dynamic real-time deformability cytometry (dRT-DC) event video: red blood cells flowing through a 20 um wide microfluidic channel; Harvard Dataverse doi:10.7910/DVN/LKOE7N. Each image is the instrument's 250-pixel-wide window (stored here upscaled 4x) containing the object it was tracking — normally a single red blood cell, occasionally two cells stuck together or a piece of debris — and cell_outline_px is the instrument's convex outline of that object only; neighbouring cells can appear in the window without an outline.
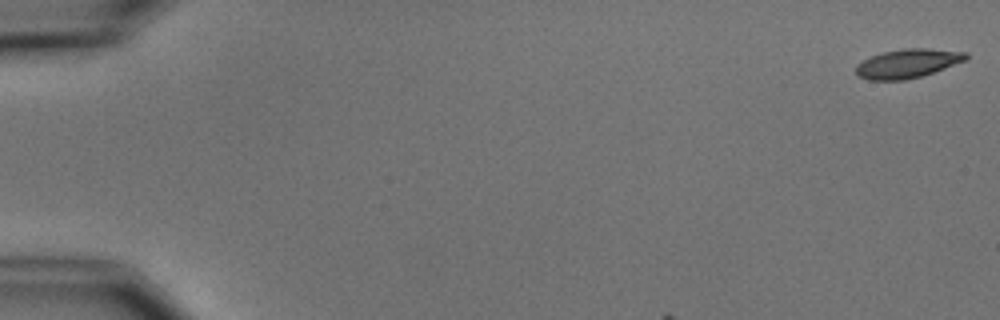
{"species": "common noctule bat (a hibernating species)", "species_latin": "Nyctalus noctula", "temperature_condition": "cold", "stored_images_in_passage": 4, "camera_frame_rate_fps": 3000, "um_per_image_px": 0.085, "animal": {"sex": "male", "body_mass_g": 15.6}, "frame": {"image": 1, "passage_image": 1, "time_ms": 0.0, "image_size_px": [1000, 320], "cell_outline_px": [[968, 60], [920, 76], [904, 80], [868, 80], [856, 76], [856, 64], [872, 56], [884, 52], [904, 48], [928, 48], [968, 52]], "centroid_in_image_um": [77.16, 5.39], "position_along_channel_um": 7.8, "area_um2": 18.55}}